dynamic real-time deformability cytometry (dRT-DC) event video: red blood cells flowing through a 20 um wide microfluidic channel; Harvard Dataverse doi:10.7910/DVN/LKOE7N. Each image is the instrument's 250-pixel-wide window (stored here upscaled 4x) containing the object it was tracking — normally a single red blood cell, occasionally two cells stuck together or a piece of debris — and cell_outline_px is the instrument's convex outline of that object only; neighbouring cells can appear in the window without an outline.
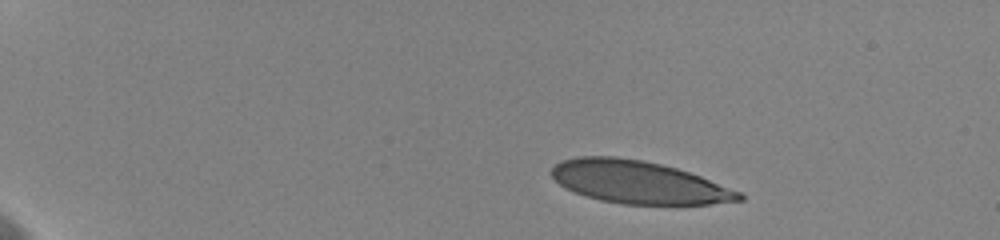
{"species": "human", "species_latin": "Homo sapiens", "temperature_condition": "cold", "stored_images_in_passage": 13, "camera_frame_rate_fps": 3000, "um_per_image_px": 0.085, "donor": {"sex": "female"}, "frame": {"image": 1, "passage_image": 1, "time_ms": 0.0, "image_size_px": [1000, 240], "cell_outline_px": [[744, 200], [712, 204], [624, 204], [600, 200], [584, 196], [564, 188], [552, 176], [552, 168], [556, 164], [564, 160], [580, 156], [616, 156], [640, 160], [660, 164], [676, 168], [700, 176], [740, 192], [744, 196]], "centroid_in_image_um": [54.27, 15.49], "position_along_channel_um": 30.7, "area_um2": 46.24}}
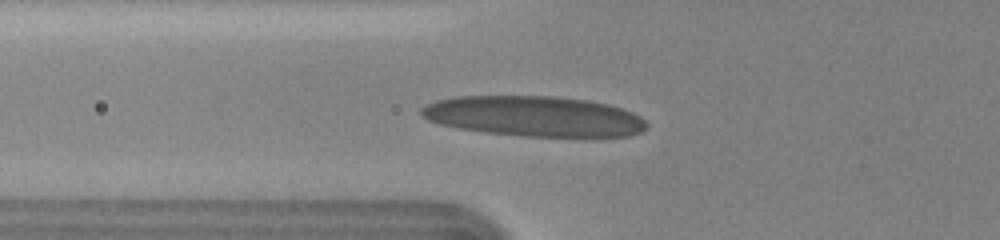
{"frame": {"image": 2, "passage_image": 6, "time_ms": 4.333, "image_size_px": [1000, 240], "cell_outline_px": [[648, 124], [640, 132], [628, 136], [520, 136], [484, 132], [456, 128], [440, 124], [428, 120], [420, 112], [420, 108], [436, 100], [456, 96], [552, 96], [588, 100], [608, 104], [632, 112], [640, 116]], "centroid_in_image_um": [45.37, 9.88], "position_along_channel_um": 80.4, "area_um2": 52.89}}